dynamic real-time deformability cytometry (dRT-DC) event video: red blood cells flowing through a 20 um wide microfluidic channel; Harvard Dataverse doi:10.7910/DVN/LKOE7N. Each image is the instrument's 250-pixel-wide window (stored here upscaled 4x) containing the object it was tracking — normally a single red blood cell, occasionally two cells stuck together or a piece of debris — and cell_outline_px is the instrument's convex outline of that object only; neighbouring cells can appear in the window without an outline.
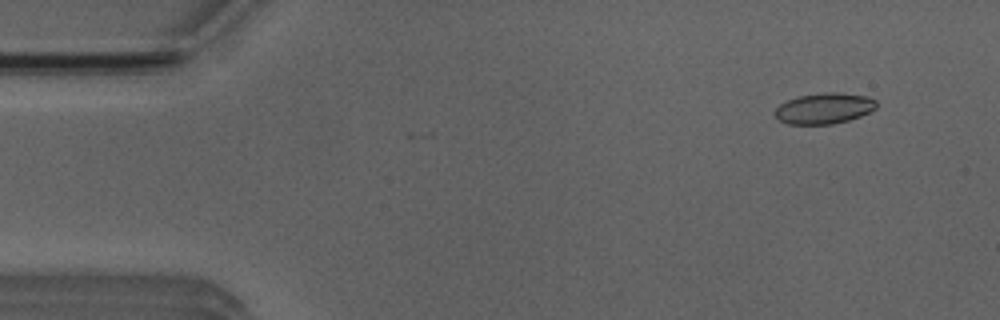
{"species": "Egyptian fruit bat (a non-hibernating species)", "species_latin": "Rousettus aegyptiacus", "temperature_condition": "room temperature", "stored_images_in_passage": 6, "camera_frame_rate_fps": 3000, "um_per_image_px": 0.085, "animal": {"sex": "male"}, "frame": {"image": 1, "passage_image": 1, "time_ms": 0.0, "image_size_px": [1000, 320], "cell_outline_px": [[876, 108], [860, 116], [848, 120], [832, 124], [788, 124], [780, 120], [772, 112], [780, 104], [788, 100], [800, 96], [824, 92], [840, 92], [868, 96], [876, 100]], "centroid_in_image_um": [70.06, 9.2], "position_along_channel_um": 14.9, "area_um2": 18.21}}
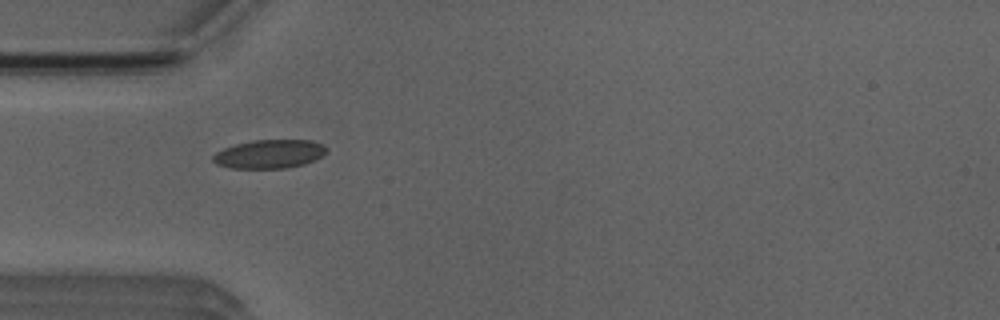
{"frame": {"image": 2, "passage_image": 4, "time_ms": 3.667, "image_size_px": [1000, 320], "cell_outline_px": [[328, 148], [320, 156], [304, 164], [288, 168], [232, 168], [216, 164], [212, 160], [212, 156], [216, 152], [224, 148], [236, 144], [252, 140], [312, 140], [324, 144]], "centroid_in_image_um": [22.88, 13.08], "position_along_channel_um": 62.1, "area_um2": 18.9}}